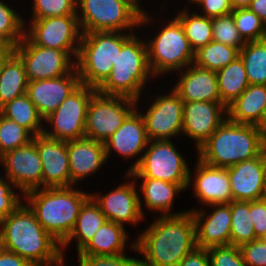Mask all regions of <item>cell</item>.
Wrapping results in <instances>:
<instances>
[{
    "label": "cell",
    "instance_id": "1",
    "mask_svg": "<svg viewBox=\"0 0 266 266\" xmlns=\"http://www.w3.org/2000/svg\"><path fill=\"white\" fill-rule=\"evenodd\" d=\"M195 222L190 211L161 216L131 244L144 257L140 266H177L196 248Z\"/></svg>",
    "mask_w": 266,
    "mask_h": 266
},
{
    "label": "cell",
    "instance_id": "2",
    "mask_svg": "<svg viewBox=\"0 0 266 266\" xmlns=\"http://www.w3.org/2000/svg\"><path fill=\"white\" fill-rule=\"evenodd\" d=\"M2 249L15 253L33 266H55L64 257L61 245L41 226L34 212L20 204L0 221Z\"/></svg>",
    "mask_w": 266,
    "mask_h": 266
},
{
    "label": "cell",
    "instance_id": "3",
    "mask_svg": "<svg viewBox=\"0 0 266 266\" xmlns=\"http://www.w3.org/2000/svg\"><path fill=\"white\" fill-rule=\"evenodd\" d=\"M266 149V139L260 127L239 124L228 118L198 148L203 162L227 168L259 156Z\"/></svg>",
    "mask_w": 266,
    "mask_h": 266
},
{
    "label": "cell",
    "instance_id": "4",
    "mask_svg": "<svg viewBox=\"0 0 266 266\" xmlns=\"http://www.w3.org/2000/svg\"><path fill=\"white\" fill-rule=\"evenodd\" d=\"M23 196L37 221L60 245L71 234L81 207L90 198L89 193L73 187L34 189Z\"/></svg>",
    "mask_w": 266,
    "mask_h": 266
},
{
    "label": "cell",
    "instance_id": "5",
    "mask_svg": "<svg viewBox=\"0 0 266 266\" xmlns=\"http://www.w3.org/2000/svg\"><path fill=\"white\" fill-rule=\"evenodd\" d=\"M119 31L82 33L76 69L81 84L98 88L110 75L122 45L133 35Z\"/></svg>",
    "mask_w": 266,
    "mask_h": 266
},
{
    "label": "cell",
    "instance_id": "6",
    "mask_svg": "<svg viewBox=\"0 0 266 266\" xmlns=\"http://www.w3.org/2000/svg\"><path fill=\"white\" fill-rule=\"evenodd\" d=\"M153 75L149 64L146 42L133 34L118 52L107 79L97 88L104 95L122 96L138 101L141 90Z\"/></svg>",
    "mask_w": 266,
    "mask_h": 266
},
{
    "label": "cell",
    "instance_id": "7",
    "mask_svg": "<svg viewBox=\"0 0 266 266\" xmlns=\"http://www.w3.org/2000/svg\"><path fill=\"white\" fill-rule=\"evenodd\" d=\"M76 8L82 13L79 25L82 33L119 31L146 25L150 15L143 14L128 0H77Z\"/></svg>",
    "mask_w": 266,
    "mask_h": 266
},
{
    "label": "cell",
    "instance_id": "8",
    "mask_svg": "<svg viewBox=\"0 0 266 266\" xmlns=\"http://www.w3.org/2000/svg\"><path fill=\"white\" fill-rule=\"evenodd\" d=\"M148 145L143 155L130 166L127 178L159 179L179 184L184 190L188 188L191 170L171 139L150 140Z\"/></svg>",
    "mask_w": 266,
    "mask_h": 266
},
{
    "label": "cell",
    "instance_id": "9",
    "mask_svg": "<svg viewBox=\"0 0 266 266\" xmlns=\"http://www.w3.org/2000/svg\"><path fill=\"white\" fill-rule=\"evenodd\" d=\"M168 22L157 36L146 42L148 64L154 77L176 70L180 72L194 62L195 52L180 21L175 17Z\"/></svg>",
    "mask_w": 266,
    "mask_h": 266
},
{
    "label": "cell",
    "instance_id": "10",
    "mask_svg": "<svg viewBox=\"0 0 266 266\" xmlns=\"http://www.w3.org/2000/svg\"><path fill=\"white\" fill-rule=\"evenodd\" d=\"M138 102L96 91L87 107L85 137L105 143L122 125Z\"/></svg>",
    "mask_w": 266,
    "mask_h": 266
},
{
    "label": "cell",
    "instance_id": "11",
    "mask_svg": "<svg viewBox=\"0 0 266 266\" xmlns=\"http://www.w3.org/2000/svg\"><path fill=\"white\" fill-rule=\"evenodd\" d=\"M97 88L81 84L44 121L53 131L44 130L49 138L70 141L85 137L87 107Z\"/></svg>",
    "mask_w": 266,
    "mask_h": 266
},
{
    "label": "cell",
    "instance_id": "12",
    "mask_svg": "<svg viewBox=\"0 0 266 266\" xmlns=\"http://www.w3.org/2000/svg\"><path fill=\"white\" fill-rule=\"evenodd\" d=\"M29 25L25 36L34 45L63 50L77 58L82 37L77 15L31 19Z\"/></svg>",
    "mask_w": 266,
    "mask_h": 266
},
{
    "label": "cell",
    "instance_id": "13",
    "mask_svg": "<svg viewBox=\"0 0 266 266\" xmlns=\"http://www.w3.org/2000/svg\"><path fill=\"white\" fill-rule=\"evenodd\" d=\"M12 50L23 61L28 81L64 76L76 67L66 51L34 45L26 36Z\"/></svg>",
    "mask_w": 266,
    "mask_h": 266
},
{
    "label": "cell",
    "instance_id": "14",
    "mask_svg": "<svg viewBox=\"0 0 266 266\" xmlns=\"http://www.w3.org/2000/svg\"><path fill=\"white\" fill-rule=\"evenodd\" d=\"M0 165L5 167V177L25 193L42 188V163L37 151L36 136L25 145L0 156Z\"/></svg>",
    "mask_w": 266,
    "mask_h": 266
},
{
    "label": "cell",
    "instance_id": "15",
    "mask_svg": "<svg viewBox=\"0 0 266 266\" xmlns=\"http://www.w3.org/2000/svg\"><path fill=\"white\" fill-rule=\"evenodd\" d=\"M146 113H142L149 140H170L182 133V98L174 89L168 95L158 96Z\"/></svg>",
    "mask_w": 266,
    "mask_h": 266
},
{
    "label": "cell",
    "instance_id": "16",
    "mask_svg": "<svg viewBox=\"0 0 266 266\" xmlns=\"http://www.w3.org/2000/svg\"><path fill=\"white\" fill-rule=\"evenodd\" d=\"M222 113L227 107L221 102H184L182 134L194 139L198 149L227 119Z\"/></svg>",
    "mask_w": 266,
    "mask_h": 266
},
{
    "label": "cell",
    "instance_id": "17",
    "mask_svg": "<svg viewBox=\"0 0 266 266\" xmlns=\"http://www.w3.org/2000/svg\"><path fill=\"white\" fill-rule=\"evenodd\" d=\"M42 163V188L71 187L67 141L36 135Z\"/></svg>",
    "mask_w": 266,
    "mask_h": 266
},
{
    "label": "cell",
    "instance_id": "18",
    "mask_svg": "<svg viewBox=\"0 0 266 266\" xmlns=\"http://www.w3.org/2000/svg\"><path fill=\"white\" fill-rule=\"evenodd\" d=\"M133 181L121 184L118 188L101 197L90 193V197L100 207L107 221L123 225L137 224L144 216L142 203Z\"/></svg>",
    "mask_w": 266,
    "mask_h": 266
},
{
    "label": "cell",
    "instance_id": "19",
    "mask_svg": "<svg viewBox=\"0 0 266 266\" xmlns=\"http://www.w3.org/2000/svg\"><path fill=\"white\" fill-rule=\"evenodd\" d=\"M80 85V77L75 67L64 76L29 81L26 94L45 119Z\"/></svg>",
    "mask_w": 266,
    "mask_h": 266
},
{
    "label": "cell",
    "instance_id": "20",
    "mask_svg": "<svg viewBox=\"0 0 266 266\" xmlns=\"http://www.w3.org/2000/svg\"><path fill=\"white\" fill-rule=\"evenodd\" d=\"M216 209L206 215L205 210H188L192 213L195 222L197 248L209 249L212 247L230 245L231 206L230 204H212ZM205 211V212H204ZM207 218H204V217ZM205 220V221H204Z\"/></svg>",
    "mask_w": 266,
    "mask_h": 266
},
{
    "label": "cell",
    "instance_id": "21",
    "mask_svg": "<svg viewBox=\"0 0 266 266\" xmlns=\"http://www.w3.org/2000/svg\"><path fill=\"white\" fill-rule=\"evenodd\" d=\"M233 200H261L266 171V149L257 157L227 167Z\"/></svg>",
    "mask_w": 266,
    "mask_h": 266
},
{
    "label": "cell",
    "instance_id": "22",
    "mask_svg": "<svg viewBox=\"0 0 266 266\" xmlns=\"http://www.w3.org/2000/svg\"><path fill=\"white\" fill-rule=\"evenodd\" d=\"M193 188L198 201L206 205L229 204L233 198L227 168L211 166L198 158Z\"/></svg>",
    "mask_w": 266,
    "mask_h": 266
},
{
    "label": "cell",
    "instance_id": "23",
    "mask_svg": "<svg viewBox=\"0 0 266 266\" xmlns=\"http://www.w3.org/2000/svg\"><path fill=\"white\" fill-rule=\"evenodd\" d=\"M137 108L136 105L122 125L104 143L107 158L113 151L112 149L128 159L140 155L148 146L150 140L147 136L144 119Z\"/></svg>",
    "mask_w": 266,
    "mask_h": 266
},
{
    "label": "cell",
    "instance_id": "24",
    "mask_svg": "<svg viewBox=\"0 0 266 266\" xmlns=\"http://www.w3.org/2000/svg\"><path fill=\"white\" fill-rule=\"evenodd\" d=\"M71 186L86 178L107 161L105 144L87 137L67 141Z\"/></svg>",
    "mask_w": 266,
    "mask_h": 266
},
{
    "label": "cell",
    "instance_id": "25",
    "mask_svg": "<svg viewBox=\"0 0 266 266\" xmlns=\"http://www.w3.org/2000/svg\"><path fill=\"white\" fill-rule=\"evenodd\" d=\"M184 102H221L215 71L190 64L173 87Z\"/></svg>",
    "mask_w": 266,
    "mask_h": 266
},
{
    "label": "cell",
    "instance_id": "26",
    "mask_svg": "<svg viewBox=\"0 0 266 266\" xmlns=\"http://www.w3.org/2000/svg\"><path fill=\"white\" fill-rule=\"evenodd\" d=\"M266 113V85L250 84L230 105L227 118L239 124L261 127Z\"/></svg>",
    "mask_w": 266,
    "mask_h": 266
},
{
    "label": "cell",
    "instance_id": "27",
    "mask_svg": "<svg viewBox=\"0 0 266 266\" xmlns=\"http://www.w3.org/2000/svg\"><path fill=\"white\" fill-rule=\"evenodd\" d=\"M28 82L23 61L8 50L0 59V108L26 94Z\"/></svg>",
    "mask_w": 266,
    "mask_h": 266
},
{
    "label": "cell",
    "instance_id": "28",
    "mask_svg": "<svg viewBox=\"0 0 266 266\" xmlns=\"http://www.w3.org/2000/svg\"><path fill=\"white\" fill-rule=\"evenodd\" d=\"M127 233L124 225L106 221L78 255L114 256L125 254Z\"/></svg>",
    "mask_w": 266,
    "mask_h": 266
},
{
    "label": "cell",
    "instance_id": "29",
    "mask_svg": "<svg viewBox=\"0 0 266 266\" xmlns=\"http://www.w3.org/2000/svg\"><path fill=\"white\" fill-rule=\"evenodd\" d=\"M107 221L100 207L90 197L81 207L74 229L69 237L61 245L62 256L63 250L76 239L77 253H79L93 238L97 230ZM63 249V250H62Z\"/></svg>",
    "mask_w": 266,
    "mask_h": 266
},
{
    "label": "cell",
    "instance_id": "30",
    "mask_svg": "<svg viewBox=\"0 0 266 266\" xmlns=\"http://www.w3.org/2000/svg\"><path fill=\"white\" fill-rule=\"evenodd\" d=\"M143 183L140 185L145 206L153 211H160L162 216L181 215L186 212L169 213L173 206V200L176 194L184 189L179 185L172 182H166L159 179L142 178Z\"/></svg>",
    "mask_w": 266,
    "mask_h": 266
},
{
    "label": "cell",
    "instance_id": "31",
    "mask_svg": "<svg viewBox=\"0 0 266 266\" xmlns=\"http://www.w3.org/2000/svg\"><path fill=\"white\" fill-rule=\"evenodd\" d=\"M221 103L230 105L250 85L241 57H237L226 67L216 72Z\"/></svg>",
    "mask_w": 266,
    "mask_h": 266
},
{
    "label": "cell",
    "instance_id": "32",
    "mask_svg": "<svg viewBox=\"0 0 266 266\" xmlns=\"http://www.w3.org/2000/svg\"><path fill=\"white\" fill-rule=\"evenodd\" d=\"M0 113L8 119L28 129L34 136L43 134L42 120L34 103L27 94L13 99L0 108Z\"/></svg>",
    "mask_w": 266,
    "mask_h": 266
},
{
    "label": "cell",
    "instance_id": "33",
    "mask_svg": "<svg viewBox=\"0 0 266 266\" xmlns=\"http://www.w3.org/2000/svg\"><path fill=\"white\" fill-rule=\"evenodd\" d=\"M230 245L237 247L258 239L254 233L250 201L232 200Z\"/></svg>",
    "mask_w": 266,
    "mask_h": 266
},
{
    "label": "cell",
    "instance_id": "34",
    "mask_svg": "<svg viewBox=\"0 0 266 266\" xmlns=\"http://www.w3.org/2000/svg\"><path fill=\"white\" fill-rule=\"evenodd\" d=\"M176 18L180 21L194 52L213 41L212 18L195 12L189 14L184 10L180 11Z\"/></svg>",
    "mask_w": 266,
    "mask_h": 266
},
{
    "label": "cell",
    "instance_id": "35",
    "mask_svg": "<svg viewBox=\"0 0 266 266\" xmlns=\"http://www.w3.org/2000/svg\"><path fill=\"white\" fill-rule=\"evenodd\" d=\"M249 84L266 85V39L246 42L239 51Z\"/></svg>",
    "mask_w": 266,
    "mask_h": 266
},
{
    "label": "cell",
    "instance_id": "36",
    "mask_svg": "<svg viewBox=\"0 0 266 266\" xmlns=\"http://www.w3.org/2000/svg\"><path fill=\"white\" fill-rule=\"evenodd\" d=\"M237 57H239V50L237 48L211 41L195 52L193 64L217 72Z\"/></svg>",
    "mask_w": 266,
    "mask_h": 266
},
{
    "label": "cell",
    "instance_id": "37",
    "mask_svg": "<svg viewBox=\"0 0 266 266\" xmlns=\"http://www.w3.org/2000/svg\"><path fill=\"white\" fill-rule=\"evenodd\" d=\"M24 20L0 0V44L12 50L25 36Z\"/></svg>",
    "mask_w": 266,
    "mask_h": 266
},
{
    "label": "cell",
    "instance_id": "38",
    "mask_svg": "<svg viewBox=\"0 0 266 266\" xmlns=\"http://www.w3.org/2000/svg\"><path fill=\"white\" fill-rule=\"evenodd\" d=\"M30 133L28 129L0 113V156L29 144L34 138Z\"/></svg>",
    "mask_w": 266,
    "mask_h": 266
},
{
    "label": "cell",
    "instance_id": "39",
    "mask_svg": "<svg viewBox=\"0 0 266 266\" xmlns=\"http://www.w3.org/2000/svg\"><path fill=\"white\" fill-rule=\"evenodd\" d=\"M235 26L245 42L266 39V25L248 8L232 10Z\"/></svg>",
    "mask_w": 266,
    "mask_h": 266
},
{
    "label": "cell",
    "instance_id": "40",
    "mask_svg": "<svg viewBox=\"0 0 266 266\" xmlns=\"http://www.w3.org/2000/svg\"><path fill=\"white\" fill-rule=\"evenodd\" d=\"M213 41L237 48L246 44L235 26L232 13L212 18Z\"/></svg>",
    "mask_w": 266,
    "mask_h": 266
},
{
    "label": "cell",
    "instance_id": "41",
    "mask_svg": "<svg viewBox=\"0 0 266 266\" xmlns=\"http://www.w3.org/2000/svg\"><path fill=\"white\" fill-rule=\"evenodd\" d=\"M77 0H33L31 19L77 15Z\"/></svg>",
    "mask_w": 266,
    "mask_h": 266
},
{
    "label": "cell",
    "instance_id": "42",
    "mask_svg": "<svg viewBox=\"0 0 266 266\" xmlns=\"http://www.w3.org/2000/svg\"><path fill=\"white\" fill-rule=\"evenodd\" d=\"M210 266H247L240 248L234 245L212 247L207 249Z\"/></svg>",
    "mask_w": 266,
    "mask_h": 266
},
{
    "label": "cell",
    "instance_id": "43",
    "mask_svg": "<svg viewBox=\"0 0 266 266\" xmlns=\"http://www.w3.org/2000/svg\"><path fill=\"white\" fill-rule=\"evenodd\" d=\"M79 266H140L138 258L127 257L125 254L105 255H78Z\"/></svg>",
    "mask_w": 266,
    "mask_h": 266
},
{
    "label": "cell",
    "instance_id": "44",
    "mask_svg": "<svg viewBox=\"0 0 266 266\" xmlns=\"http://www.w3.org/2000/svg\"><path fill=\"white\" fill-rule=\"evenodd\" d=\"M239 248L247 266H266V243L260 238Z\"/></svg>",
    "mask_w": 266,
    "mask_h": 266
},
{
    "label": "cell",
    "instance_id": "45",
    "mask_svg": "<svg viewBox=\"0 0 266 266\" xmlns=\"http://www.w3.org/2000/svg\"><path fill=\"white\" fill-rule=\"evenodd\" d=\"M0 177V221L11 214L22 202L12 190V183Z\"/></svg>",
    "mask_w": 266,
    "mask_h": 266
},
{
    "label": "cell",
    "instance_id": "46",
    "mask_svg": "<svg viewBox=\"0 0 266 266\" xmlns=\"http://www.w3.org/2000/svg\"><path fill=\"white\" fill-rule=\"evenodd\" d=\"M250 213L252 214L255 236L260 238L266 233V202L262 200L250 201Z\"/></svg>",
    "mask_w": 266,
    "mask_h": 266
},
{
    "label": "cell",
    "instance_id": "47",
    "mask_svg": "<svg viewBox=\"0 0 266 266\" xmlns=\"http://www.w3.org/2000/svg\"><path fill=\"white\" fill-rule=\"evenodd\" d=\"M198 5L203 7V16L209 18L226 15L233 10L230 0H202Z\"/></svg>",
    "mask_w": 266,
    "mask_h": 266
},
{
    "label": "cell",
    "instance_id": "48",
    "mask_svg": "<svg viewBox=\"0 0 266 266\" xmlns=\"http://www.w3.org/2000/svg\"><path fill=\"white\" fill-rule=\"evenodd\" d=\"M177 266H210L207 249L195 248Z\"/></svg>",
    "mask_w": 266,
    "mask_h": 266
},
{
    "label": "cell",
    "instance_id": "49",
    "mask_svg": "<svg viewBox=\"0 0 266 266\" xmlns=\"http://www.w3.org/2000/svg\"><path fill=\"white\" fill-rule=\"evenodd\" d=\"M0 266H33L27 260L20 257L19 255L6 251L0 250Z\"/></svg>",
    "mask_w": 266,
    "mask_h": 266
},
{
    "label": "cell",
    "instance_id": "50",
    "mask_svg": "<svg viewBox=\"0 0 266 266\" xmlns=\"http://www.w3.org/2000/svg\"><path fill=\"white\" fill-rule=\"evenodd\" d=\"M248 9L254 12L266 25V0H252Z\"/></svg>",
    "mask_w": 266,
    "mask_h": 266
},
{
    "label": "cell",
    "instance_id": "51",
    "mask_svg": "<svg viewBox=\"0 0 266 266\" xmlns=\"http://www.w3.org/2000/svg\"><path fill=\"white\" fill-rule=\"evenodd\" d=\"M252 0H230L233 10L248 8Z\"/></svg>",
    "mask_w": 266,
    "mask_h": 266
},
{
    "label": "cell",
    "instance_id": "52",
    "mask_svg": "<svg viewBox=\"0 0 266 266\" xmlns=\"http://www.w3.org/2000/svg\"><path fill=\"white\" fill-rule=\"evenodd\" d=\"M261 200L266 202V171L264 174V182H263V190H262Z\"/></svg>",
    "mask_w": 266,
    "mask_h": 266
},
{
    "label": "cell",
    "instance_id": "53",
    "mask_svg": "<svg viewBox=\"0 0 266 266\" xmlns=\"http://www.w3.org/2000/svg\"><path fill=\"white\" fill-rule=\"evenodd\" d=\"M130 1L142 14L145 12L143 9H141L142 7H140V1L139 0H128Z\"/></svg>",
    "mask_w": 266,
    "mask_h": 266
},
{
    "label": "cell",
    "instance_id": "54",
    "mask_svg": "<svg viewBox=\"0 0 266 266\" xmlns=\"http://www.w3.org/2000/svg\"><path fill=\"white\" fill-rule=\"evenodd\" d=\"M9 49H7L5 46L0 44V59L4 56V54L8 51Z\"/></svg>",
    "mask_w": 266,
    "mask_h": 266
},
{
    "label": "cell",
    "instance_id": "55",
    "mask_svg": "<svg viewBox=\"0 0 266 266\" xmlns=\"http://www.w3.org/2000/svg\"><path fill=\"white\" fill-rule=\"evenodd\" d=\"M260 128H261V130L265 136V139H266V113H265V118H264L263 124Z\"/></svg>",
    "mask_w": 266,
    "mask_h": 266
},
{
    "label": "cell",
    "instance_id": "56",
    "mask_svg": "<svg viewBox=\"0 0 266 266\" xmlns=\"http://www.w3.org/2000/svg\"><path fill=\"white\" fill-rule=\"evenodd\" d=\"M65 265V262H64V258L58 263L56 264L55 266H64Z\"/></svg>",
    "mask_w": 266,
    "mask_h": 266
},
{
    "label": "cell",
    "instance_id": "57",
    "mask_svg": "<svg viewBox=\"0 0 266 266\" xmlns=\"http://www.w3.org/2000/svg\"><path fill=\"white\" fill-rule=\"evenodd\" d=\"M188 1H190L192 3H196L198 5L202 0H188Z\"/></svg>",
    "mask_w": 266,
    "mask_h": 266
},
{
    "label": "cell",
    "instance_id": "58",
    "mask_svg": "<svg viewBox=\"0 0 266 266\" xmlns=\"http://www.w3.org/2000/svg\"><path fill=\"white\" fill-rule=\"evenodd\" d=\"M260 239L266 243V233L260 237Z\"/></svg>",
    "mask_w": 266,
    "mask_h": 266
},
{
    "label": "cell",
    "instance_id": "59",
    "mask_svg": "<svg viewBox=\"0 0 266 266\" xmlns=\"http://www.w3.org/2000/svg\"><path fill=\"white\" fill-rule=\"evenodd\" d=\"M2 249V245H1V233H0V250Z\"/></svg>",
    "mask_w": 266,
    "mask_h": 266
}]
</instances>
